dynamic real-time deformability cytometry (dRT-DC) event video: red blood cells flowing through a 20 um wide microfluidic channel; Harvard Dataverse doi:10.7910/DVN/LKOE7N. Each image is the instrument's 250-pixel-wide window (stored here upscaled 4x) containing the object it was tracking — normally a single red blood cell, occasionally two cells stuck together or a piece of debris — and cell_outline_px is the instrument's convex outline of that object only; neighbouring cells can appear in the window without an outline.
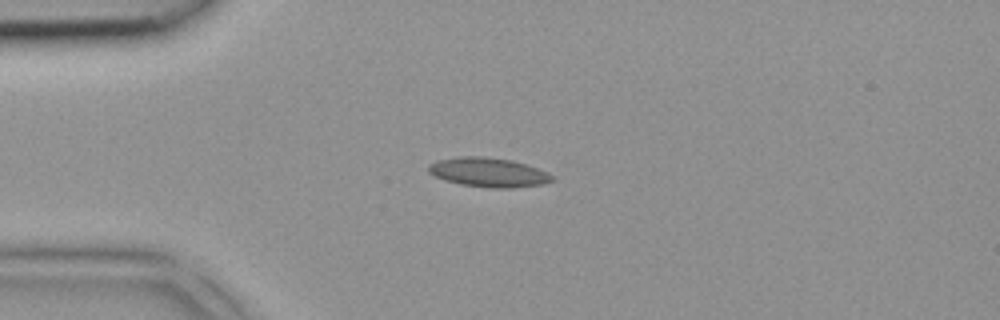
{"species": "common noctule bat (a hibernating species)", "species_latin": "Nyctalus noctula", "temperature_condition": "room temperature", "stored_images_in_passage": 3, "camera_frame_rate_fps": 3000, "um_per_image_px": 0.085, "animal": {"sex": "female", "body_mass_g": 18.4}, "frame": {"image": 1, "passage_image": 3, "time_ms": 0.667, "image_size_px": [1000, 320], "cell_outline_px": [[552, 180], [544, 184], [512, 188], [488, 188], [460, 184], [444, 180], [428, 172], [428, 164], [436, 160], [460, 156], [484, 156], [512, 160], [548, 172], [552, 176]], "centroid_in_image_um": [41.48, 14.65], "position_along_channel_um": 43.5, "area_um2": 21.15}}